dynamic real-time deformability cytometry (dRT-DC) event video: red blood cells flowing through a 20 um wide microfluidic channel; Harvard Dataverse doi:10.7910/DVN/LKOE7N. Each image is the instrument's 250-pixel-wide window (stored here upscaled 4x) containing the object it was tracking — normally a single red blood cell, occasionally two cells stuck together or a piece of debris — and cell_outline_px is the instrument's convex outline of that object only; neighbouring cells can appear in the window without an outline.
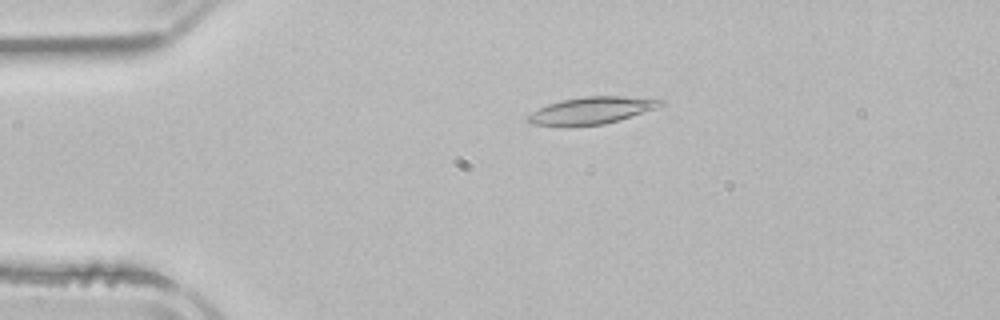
{"species": "common noctule bat (a hibernating species)", "species_latin": "Nyctalus noctula", "temperature_condition": "room temperature", "stored_images_in_passage": 3, "camera_frame_rate_fps": 3000, "um_per_image_px": 0.085, "animal": {"sex": "male", "body_mass_g": 21.5, "forearm_length_mm": 52.0}, "frame": {"image": 1, "passage_image": 2, "time_ms": 1.333, "image_size_px": [1000, 320], "cell_outline_px": [[664, 104], [656, 108], [620, 120], [604, 124], [572, 128], [560, 128], [532, 124], [524, 120], [532, 112], [548, 104], [560, 100], [584, 96], [624, 96], [664, 100]], "centroid_in_image_um": [50.21, 9.43], "position_along_channel_um": 34.8, "area_um2": 21.56}}